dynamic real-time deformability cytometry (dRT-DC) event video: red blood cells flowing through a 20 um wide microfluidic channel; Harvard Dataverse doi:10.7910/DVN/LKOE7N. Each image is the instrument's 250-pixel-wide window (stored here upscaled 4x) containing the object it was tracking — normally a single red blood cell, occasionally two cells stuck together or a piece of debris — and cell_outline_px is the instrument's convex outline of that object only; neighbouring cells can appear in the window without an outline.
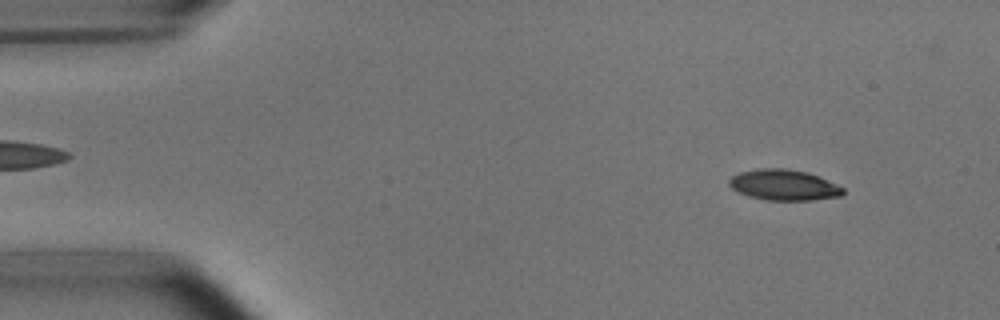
{"species": "common noctule bat (a hibernating species)", "species_latin": "Nyctalus noctula", "temperature_condition": "room temperature", "stored_images_in_passage": 52, "camera_frame_rate_fps": 3000, "um_per_image_px": 0.085, "animal": {"sex": "male", "body_mass_g": 15.6}, "frame": {"image": 1, "passage_image": 5, "time_ms": 1.333, "image_size_px": [1000, 320], "cell_outline_px": [[844, 192], [840, 196], [812, 200], [768, 200], [748, 196], [732, 188], [728, 184], [728, 180], [732, 176], [740, 172], [760, 168], [784, 168], [808, 172], [820, 176], [844, 188]], "centroid_in_image_um": [66.63, 15.71], "position_along_channel_um": 18.4, "area_um2": 20.4}}
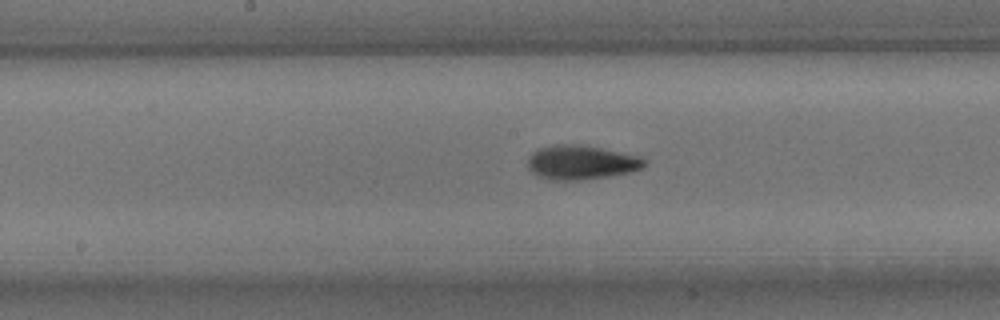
{"frame": {"image": 2, "passage_image": 26, "time_ms": 8.333, "image_size_px": [1000, 320], "cell_outline_px": [[648, 164], [644, 168], [632, 172], [608, 176], [580, 180], [548, 180], [532, 172], [528, 168], [528, 156], [532, 152], [540, 148], [552, 144], [580, 144], [640, 156], [648, 160]], "centroid_in_image_um": [49.43, 13.8], "position_along_channel_um": 198.8, "area_um2": 23.52}}
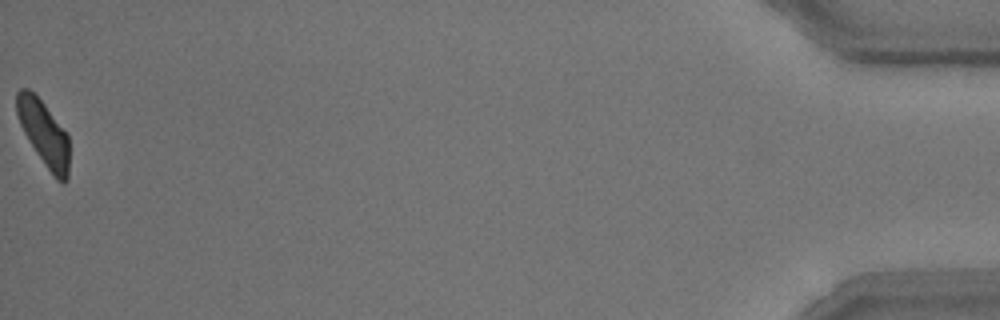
{"frame": {"image": 3, "passage_image": 52, "time_ms": 17.0, "image_size_px": [1000, 320], "cell_outline_px": [[68, 180], [64, 184], [56, 180], [44, 164], [36, 152], [24, 132], [20, 124], [16, 112], [16, 92], [20, 88], [28, 88], [44, 104], [68, 132]], "centroid_in_image_um": [3.74, 11.34], "position_along_channel_um": 431.5, "area_um2": 20.0}, "authors_computed_cell_mechanics": {"area_um2": 21.1548, "velocity_mm_per_s": 3.8051, "shape_relaxation_time_tau1_ms": 3.4305, "shape_relaxation_time_tau2_ms": 2.9465, "deformation_change_tau1": 0.1383, "deformation_change_tau2": 0.0814}}